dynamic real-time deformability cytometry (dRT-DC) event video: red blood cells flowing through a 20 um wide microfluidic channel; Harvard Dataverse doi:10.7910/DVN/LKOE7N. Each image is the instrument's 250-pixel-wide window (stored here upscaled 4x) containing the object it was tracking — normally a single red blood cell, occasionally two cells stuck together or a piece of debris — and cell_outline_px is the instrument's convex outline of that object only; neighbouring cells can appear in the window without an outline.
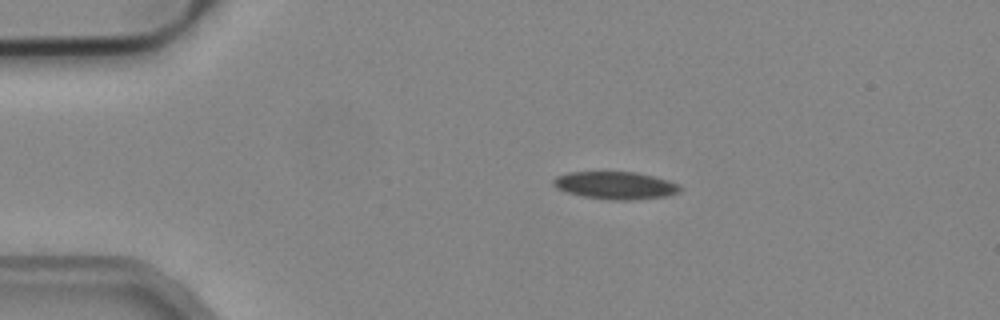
{"species": "common noctule bat (a hibernating species)", "species_latin": "Nyctalus noctula", "temperature_condition": "cold", "stored_images_in_passage": 43, "camera_frame_rate_fps": 3000, "um_per_image_px": 0.085, "animal": {"sex": "male", "body_mass_g": 19.2, "forearm_length_mm": 51.8}, "frame": {"image": 1, "passage_image": 1, "time_ms": 0.0, "image_size_px": [1000, 320], "cell_outline_px": [[684, 188], [676, 192], [664, 196], [628, 200], [612, 200], [584, 196], [568, 192], [556, 188], [552, 184], [552, 180], [556, 176], [568, 172], [636, 172], [668, 180], [680, 184]], "centroid_in_image_um": [52.29, 15.74], "position_along_channel_um": 32.7, "area_um2": 20.17}}
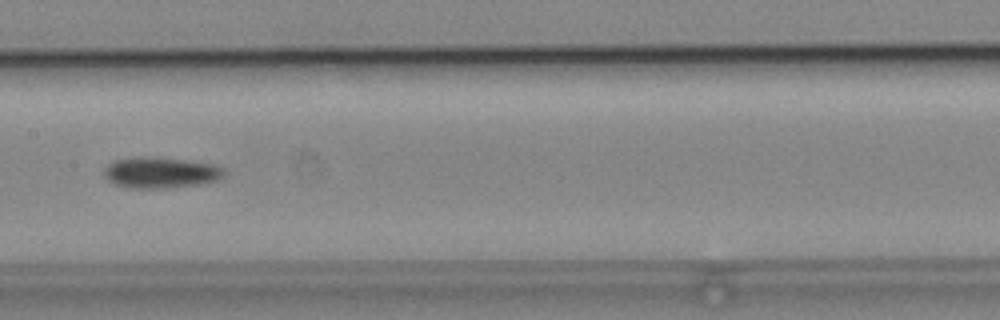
{"frame": {"image": 2, "passage_image": 17, "time_ms": 5.333, "image_size_px": [1000, 320], "cell_outline_px": [[224, 176], [216, 180], [204, 184], [164, 188], [128, 188], [116, 184], [108, 180], [104, 176], [104, 168], [112, 160], [140, 156], [156, 156], [212, 164], [224, 168]], "centroid_in_image_um": [13.63, 14.66], "position_along_channel_um": 193.8, "area_um2": 21.91}}
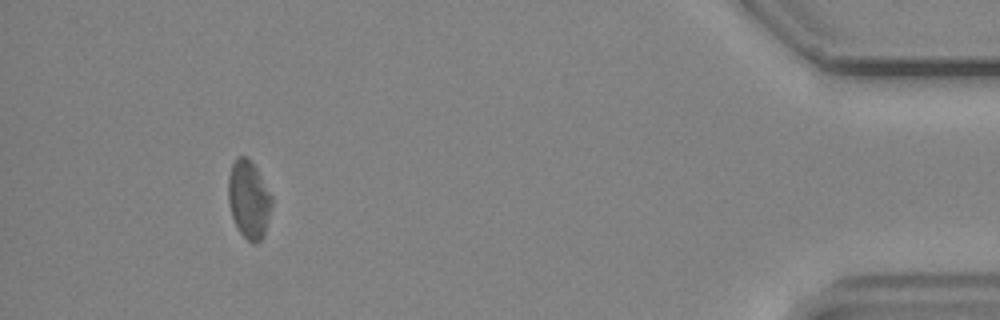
{"frame": {"image": 3, "passage_image": 39, "time_ms": 12.667, "image_size_px": [1000, 320], "cell_outline_px": [[272, 208], [264, 232], [260, 240], [256, 244], [252, 244], [240, 232], [232, 216], [228, 200], [228, 176], [232, 164], [240, 156], [248, 156], [252, 160], [272, 196]], "centroid_in_image_um": [21.15, 16.93], "position_along_channel_um": 414.1, "area_um2": 19.71}}